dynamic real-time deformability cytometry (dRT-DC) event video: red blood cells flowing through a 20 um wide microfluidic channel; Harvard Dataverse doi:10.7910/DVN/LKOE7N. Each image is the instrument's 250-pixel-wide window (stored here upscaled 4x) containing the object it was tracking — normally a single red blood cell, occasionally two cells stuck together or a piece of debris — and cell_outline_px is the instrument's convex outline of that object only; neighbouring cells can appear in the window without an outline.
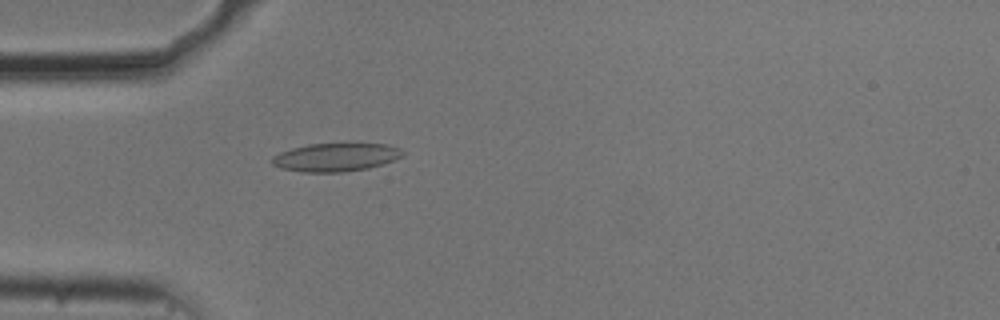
{"species": "common noctule bat (a hibernating species)", "species_latin": "Nyctalus noctula", "temperature_condition": "cold", "stored_images_in_passage": 54, "camera_frame_rate_fps": 3000, "um_per_image_px": 0.085, "animal": {"sex": "male", "body_mass_g": 20.5, "forearm_length_mm": 52.5}, "frame": {"image": 1, "passage_image": 16, "time_ms": 5.0, "image_size_px": [1000, 320], "cell_outline_px": [[404, 156], [384, 164], [368, 168], [340, 172], [304, 172], [280, 168], [272, 164], [272, 156], [280, 152], [292, 148], [308, 144], [388, 144], [400, 148], [404, 152]], "centroid_in_image_um": [28.56, 13.36], "position_along_channel_um": 56.4, "area_um2": 21.5}}
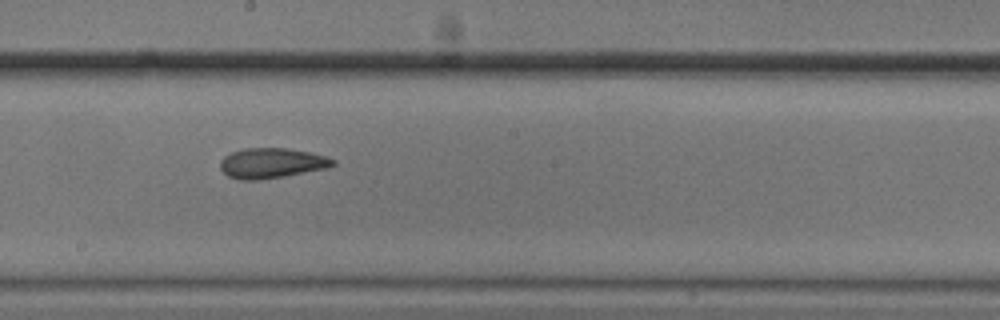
{"frame": {"image": 2, "passage_image": 30, "time_ms": 9.667, "image_size_px": [1000, 320], "cell_outline_px": [[336, 164], [328, 168], [284, 176], [256, 180], [240, 180], [228, 176], [220, 168], [220, 160], [224, 156], [232, 152], [244, 148], [288, 148], [308, 152], [324, 156], [336, 160]], "centroid_in_image_um": [23.08, 13.86], "position_along_channel_um": 225.1, "area_um2": 19.77}}
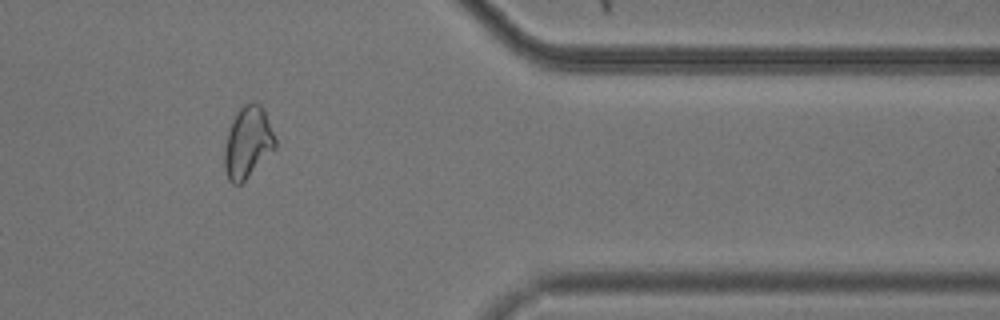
{"frame": {"image": 3, "passage_image": 45, "time_ms": 14.667, "image_size_px": [1000, 320], "cell_outline_px": [[276, 148], [240, 184], [232, 184], [228, 180], [224, 168], [224, 148], [228, 132], [232, 120], [236, 112], [244, 104], [252, 100], [256, 100], [264, 108], [276, 140]], "centroid_in_image_um": [21.06, 12.07], "position_along_channel_um": 390.3, "area_um2": 21.27}, "authors_computed_cell_mechanics": {"area_um2": 20.8369, "velocity_mm_per_s": 3.7059, "shape_relaxation_time_tau1_ms": null, "shape_relaxation_time_tau2_ms": 2.7755, "deformation_change_tau1": null, "deformation_change_tau2": 0.0824}}